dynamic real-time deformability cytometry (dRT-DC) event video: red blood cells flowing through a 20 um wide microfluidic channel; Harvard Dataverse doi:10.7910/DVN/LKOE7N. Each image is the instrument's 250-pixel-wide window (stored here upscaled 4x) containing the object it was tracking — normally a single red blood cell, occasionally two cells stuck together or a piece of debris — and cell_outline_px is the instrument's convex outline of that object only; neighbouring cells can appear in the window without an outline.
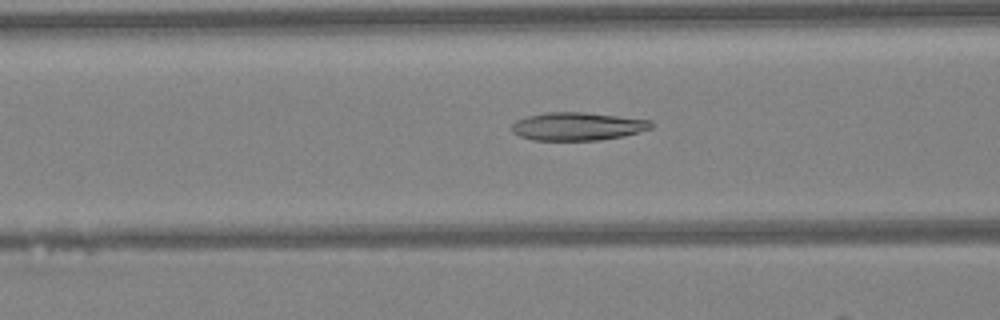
{"species": "Egyptian fruit bat (a non-hibernating species)", "species_latin": "Rousettus aegyptiacus", "temperature_condition": "warm", "stored_images_in_passage": 48, "camera_frame_rate_fps": 3000, "um_per_image_px": 0.085, "animal": {"sex": "female"}, "frame": {"image": 1, "passage_image": 19, "time_ms": 6.0, "image_size_px": [1000, 320], "cell_outline_px": [[652, 128], [624, 136], [600, 140], [532, 140], [520, 136], [512, 132], [512, 124], [516, 120], [528, 116], [544, 112], [584, 112], [652, 120]], "centroid_in_image_um": [49.08, 10.74], "position_along_channel_um": 117.5, "area_um2": 22.83}}
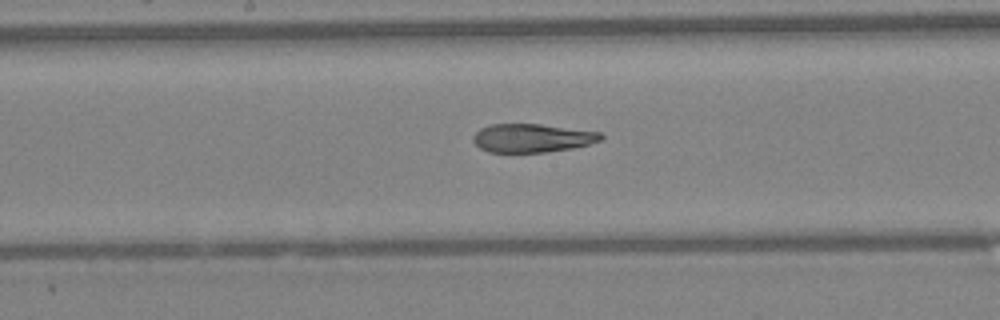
{"frame": {"image": 2, "passage_image": 25, "time_ms": 8.0, "image_size_px": [1000, 320], "cell_outline_px": [[604, 136], [600, 140], [588, 144], [572, 148], [544, 152], [488, 152], [480, 148], [472, 140], [472, 136], [480, 128], [492, 124], [540, 124], [600, 132]], "centroid_in_image_um": [45.2, 11.73], "position_along_channel_um": 203.0, "area_um2": 21.1}}
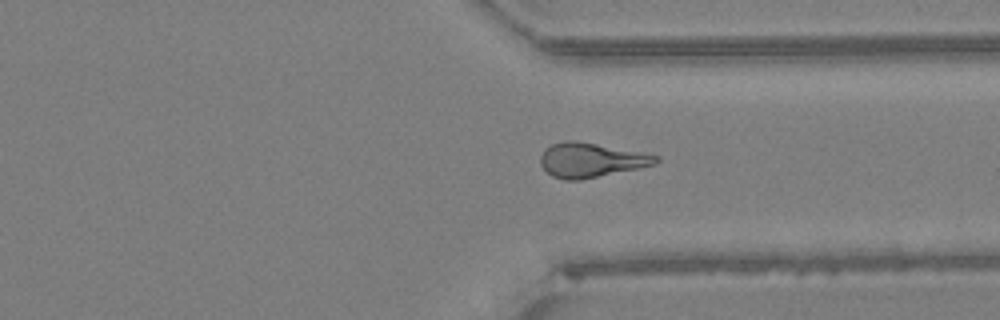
{"frame": {"image": 3, "passage_image": 36, "time_ms": 11.667, "image_size_px": [1000, 320], "cell_outline_px": [[660, 160], [656, 164], [640, 168], [580, 180], [564, 180], [552, 176], [540, 164], [540, 156], [544, 148], [552, 144], [564, 140], [576, 140], [660, 156]], "centroid_in_image_um": [50.21, 13.6], "position_along_channel_um": 361.2, "area_um2": 23.18}, "authors_computed_cell_mechanics": {"area_um2": 23.2356, "velocity_mm_per_s": 4.3027, "shape_relaxation_time_tau1_ms": null, "shape_relaxation_time_tau2_ms": 2.7221, "deformation_change_tau1": null, "deformation_change_tau2": 0.1061}}